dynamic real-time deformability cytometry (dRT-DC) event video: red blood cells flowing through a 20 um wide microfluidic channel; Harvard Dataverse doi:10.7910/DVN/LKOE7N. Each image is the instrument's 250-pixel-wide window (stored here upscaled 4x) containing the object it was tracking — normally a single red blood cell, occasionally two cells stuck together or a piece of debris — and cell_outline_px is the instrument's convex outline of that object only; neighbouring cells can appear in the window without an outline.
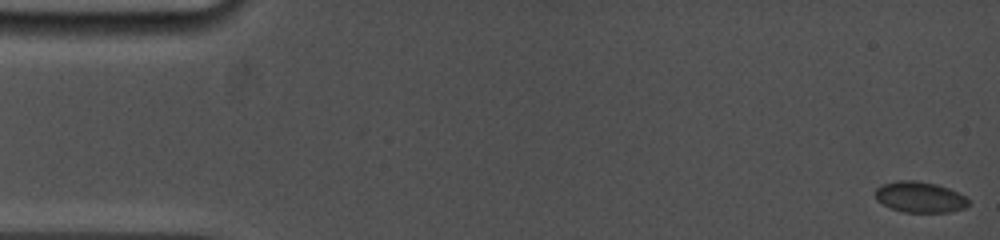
{"species": "common noctule bat (a hibernating species)", "species_latin": "Nyctalus noctula", "temperature_condition": "cold", "stored_images_in_passage": 15, "camera_frame_rate_fps": 5000, "um_per_image_px": 0.085, "animal": {"sex": "female", "body_mass_g": 19.0, "forearm_length_mm": 53.3}, "frame": {"image": 1, "passage_image": 1, "time_ms": 0.0, "image_size_px": [1000, 240], "cell_outline_px": [[968, 204], [964, 208], [948, 212], [904, 212], [892, 208], [876, 200], [876, 188], [884, 184], [896, 180], [916, 180], [936, 184], [948, 188], [964, 196], [968, 200]], "centroid_in_image_um": [78.17, 16.74], "position_along_channel_um": 6.8, "area_um2": 16.53}}
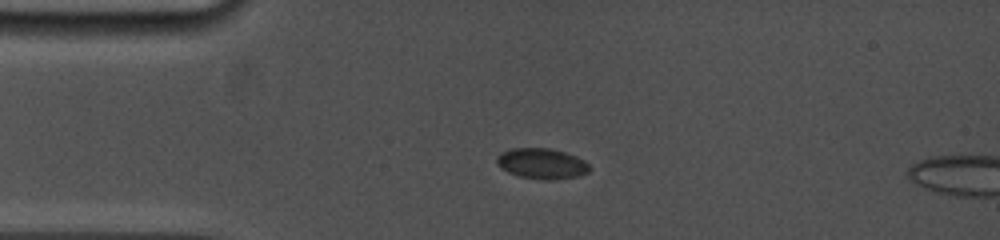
{"frame": {"image": 2, "passage_image": 13, "time_ms": 3.8, "image_size_px": [1000, 240], "cell_outline_px": [[592, 168], [588, 172], [580, 176], [552, 180], [544, 180], [520, 176], [508, 172], [500, 168], [496, 164], [496, 156], [512, 148], [548, 148], [564, 152], [576, 156], [584, 160]], "centroid_in_image_um": [46.06, 13.91], "position_along_channel_um": 38.9, "area_um2": 16.59}}